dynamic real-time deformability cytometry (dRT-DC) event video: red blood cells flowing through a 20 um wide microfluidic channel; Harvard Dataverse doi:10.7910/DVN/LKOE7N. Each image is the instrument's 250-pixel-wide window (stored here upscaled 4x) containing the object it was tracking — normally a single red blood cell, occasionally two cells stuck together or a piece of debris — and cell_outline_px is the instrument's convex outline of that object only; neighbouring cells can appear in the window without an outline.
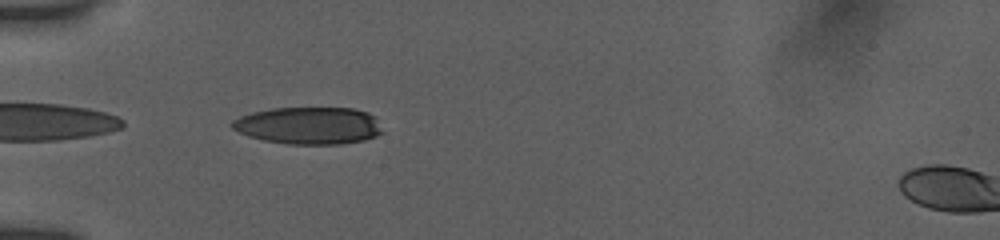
{"species": "human", "species_latin": "Homo sapiens", "temperature_condition": "room temperature", "stored_images_in_passage": 37, "camera_frame_rate_fps": 3000, "um_per_image_px": 0.085, "donor": {"sex": "female"}, "frame": {"image": 1, "passage_image": 1, "time_ms": 0.0, "image_size_px": [1000, 240], "cell_outline_px": [[384, 132], [376, 136], [364, 140], [340, 144], [288, 144], [264, 140], [248, 136], [232, 128], [232, 120], [240, 116], [252, 112], [272, 108], [352, 108], [368, 112], [376, 116]], "centroid_in_image_um": [26.28, 10.67], "position_along_channel_um": 58.7, "area_um2": 32.77}}
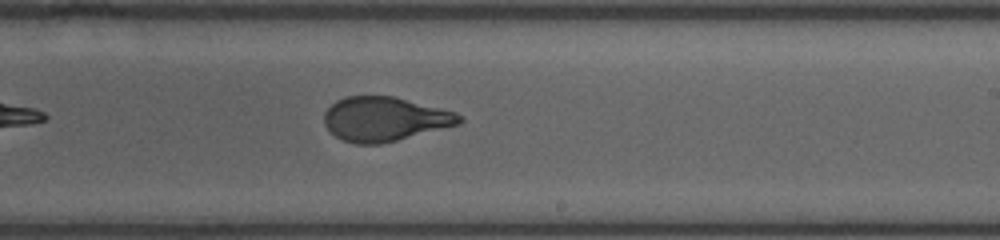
{"frame": {"image": 2, "passage_image": 17, "time_ms": 5.333, "image_size_px": [1000, 240], "cell_outline_px": [[464, 120], [460, 124], [380, 144], [356, 144], [344, 140], [336, 136], [324, 124], [324, 112], [336, 100], [344, 96], [392, 96], [456, 112], [464, 116]], "centroid_in_image_um": [32.7, 10.11], "position_along_channel_um": 256.3, "area_um2": 34.68}}
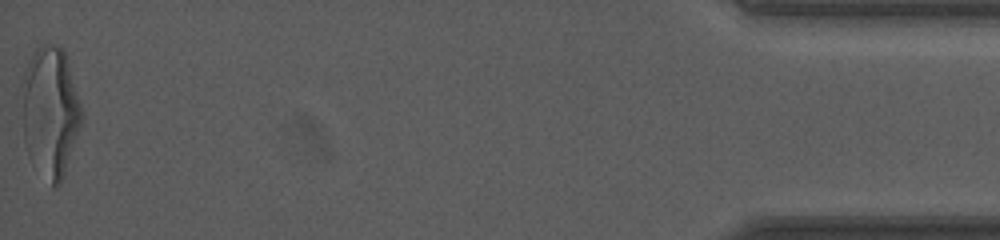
{"frame": {"image": 3, "passage_image": 37, "time_ms": 12.0, "image_size_px": [1000, 240], "cell_outline_px": [[84, 116], [64, 176], [60, 184], [52, 184], [24, 140], [20, 84], [24, 72], [36, 48], [44, 44], [52, 44], [64, 48], [68, 60]], "centroid_in_image_um": [4.3, 9.35], "position_along_channel_um": 430.9, "area_um2": 44.56}, "authors_computed_cell_mechanics": {"area_um2": 35.7782, "velocity_mm_per_s": 3.9073, "shape_relaxation_time_tau1_ms": 4.4199, "shape_relaxation_time_tau2_ms": 0.717, "deformation_change_tau1": 0.1982, "deformation_change_tau2": 0.0731}}